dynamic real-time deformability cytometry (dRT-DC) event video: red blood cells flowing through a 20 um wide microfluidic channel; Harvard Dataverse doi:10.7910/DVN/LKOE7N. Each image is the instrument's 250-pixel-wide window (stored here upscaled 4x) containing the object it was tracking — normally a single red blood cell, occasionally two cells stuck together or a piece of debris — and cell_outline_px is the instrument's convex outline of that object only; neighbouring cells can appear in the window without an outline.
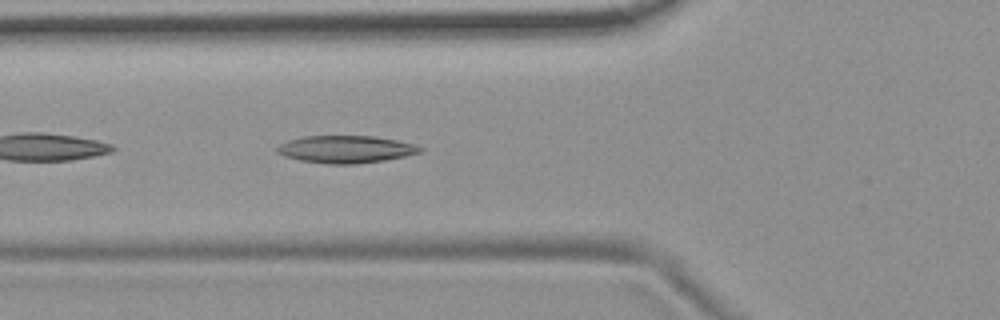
{"species": "common noctule bat (a hibernating species)", "species_latin": "Nyctalus noctula", "temperature_condition": "room temperature", "stored_images_in_passage": 6, "camera_frame_rate_fps": 3000, "um_per_image_px": 0.085, "animal": {"sex": "female", "body_mass_g": 19.9}, "frame": {"image": 1, "passage_image": 6, "time_ms": 5.667, "image_size_px": [1000, 320], "cell_outline_px": [[424, 148], [420, 152], [404, 156], [384, 160], [356, 164], [328, 164], [300, 160], [284, 156], [276, 152], [276, 148], [280, 144], [288, 140], [304, 136], [372, 136], [396, 140], [412, 144]], "centroid_in_image_um": [29.35, 12.69], "position_along_channel_um": 96.4, "area_um2": 22.66}}